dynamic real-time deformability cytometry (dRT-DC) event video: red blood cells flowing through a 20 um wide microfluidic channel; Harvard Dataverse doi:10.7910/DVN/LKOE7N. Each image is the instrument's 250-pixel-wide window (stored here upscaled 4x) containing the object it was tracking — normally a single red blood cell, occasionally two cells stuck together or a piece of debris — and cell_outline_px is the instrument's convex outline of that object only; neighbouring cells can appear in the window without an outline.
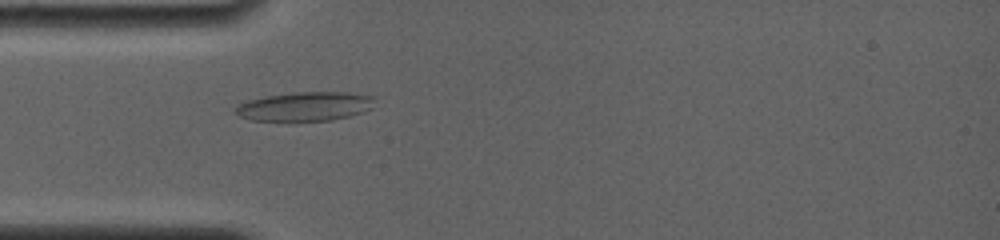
{"species": "common noctule bat (a hibernating species)", "species_latin": "Nyctalus noctula", "temperature_condition": "room temperature", "stored_images_in_passage": 6, "camera_frame_rate_fps": 4000, "um_per_image_px": 0.085, "animal": {"sex": "female", "body_mass_g": 19.0, "forearm_length_mm": 56.7}, "frame": {"image": 1, "passage_image": 6, "time_ms": 4.25, "image_size_px": [1000, 240], "cell_outline_px": [[376, 96], [372, 108], [364, 112], [332, 120], [252, 120], [240, 116], [236, 112], [236, 108], [240, 104], [248, 100], [268, 96], [292, 92], [348, 92]], "centroid_in_image_um": [26.01, 9.03], "position_along_channel_um": 59.0, "area_um2": 23.35}}